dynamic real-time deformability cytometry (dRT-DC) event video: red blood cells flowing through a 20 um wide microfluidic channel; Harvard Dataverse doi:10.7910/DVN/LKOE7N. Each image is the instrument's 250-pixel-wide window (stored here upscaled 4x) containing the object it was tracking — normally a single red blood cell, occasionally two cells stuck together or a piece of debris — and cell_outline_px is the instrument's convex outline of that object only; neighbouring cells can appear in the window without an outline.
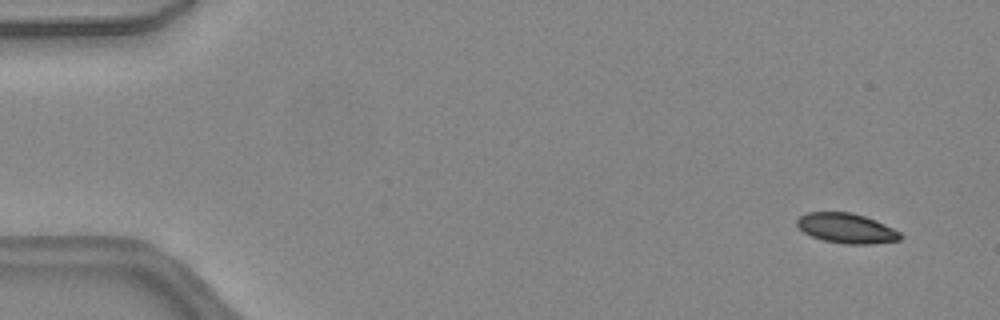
{"species": "common noctule bat (a hibernating species)", "species_latin": "Nyctalus noctula", "temperature_condition": "warm", "stored_images_in_passage": 48, "camera_frame_rate_fps": 3000, "um_per_image_px": 0.085, "animal": {"sex": "female", "body_mass_g": 24.6, "forearm_length_mm": 56.2}, "frame": {"image": 1, "passage_image": 4, "time_ms": 1.0, "image_size_px": [1000, 320], "cell_outline_px": [[904, 236], [900, 240], [868, 244], [844, 244], [824, 240], [812, 236], [804, 232], [796, 224], [796, 220], [800, 216], [808, 212], [852, 212], [876, 220], [900, 232]], "centroid_in_image_um": [71.96, 19.4], "position_along_channel_um": 13.0, "area_um2": 17.98}}
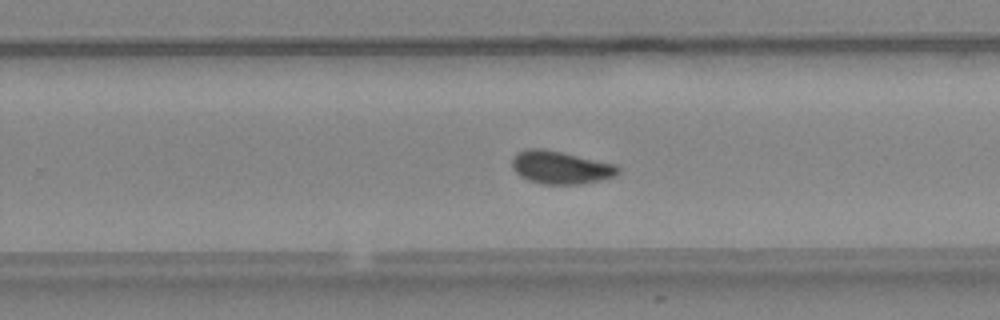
{"frame": {"image": 2, "passage_image": 31, "time_ms": 10.0, "image_size_px": [1000, 320], "cell_outline_px": [[620, 172], [616, 176], [600, 180], [580, 184], [540, 184], [528, 180], [520, 176], [512, 168], [512, 160], [520, 152], [528, 148], [544, 148], [616, 164], [620, 168]], "centroid_in_image_um": [47.68, 14.24], "position_along_channel_um": 282.1, "area_um2": 20.35}}
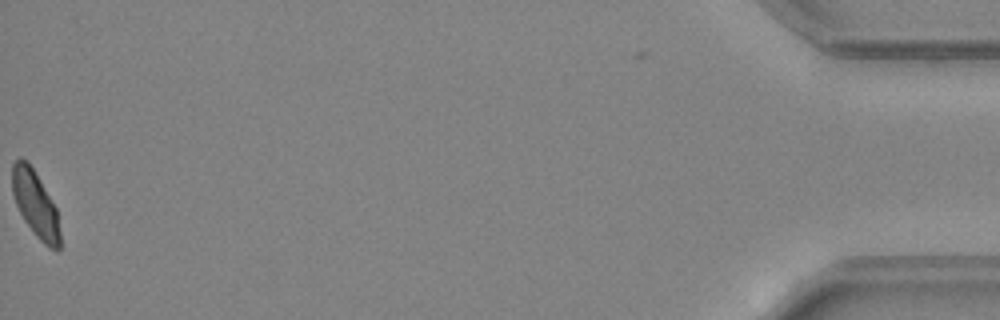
{"frame": {"image": 3, "passage_image": 48, "time_ms": 15.667, "image_size_px": [1000, 320], "cell_outline_px": [[60, 248], [48, 248], [36, 236], [24, 220], [16, 204], [12, 192], [12, 164], [20, 156], [28, 160], [56, 208], [60, 232]], "centroid_in_image_um": [2.99, 17.31], "position_along_channel_um": 432.2, "area_um2": 18.26}, "authors_computed_cell_mechanics": {"area_um2": 19.5075, "velocity_mm_per_s": 4.4529, "shape_relaxation_time_tau1_ms": 5.8392, "shape_relaxation_time_tau2_ms": 1.4185, "deformation_change_tau1": 0.1434, "deformation_change_tau2": 0.0626}}